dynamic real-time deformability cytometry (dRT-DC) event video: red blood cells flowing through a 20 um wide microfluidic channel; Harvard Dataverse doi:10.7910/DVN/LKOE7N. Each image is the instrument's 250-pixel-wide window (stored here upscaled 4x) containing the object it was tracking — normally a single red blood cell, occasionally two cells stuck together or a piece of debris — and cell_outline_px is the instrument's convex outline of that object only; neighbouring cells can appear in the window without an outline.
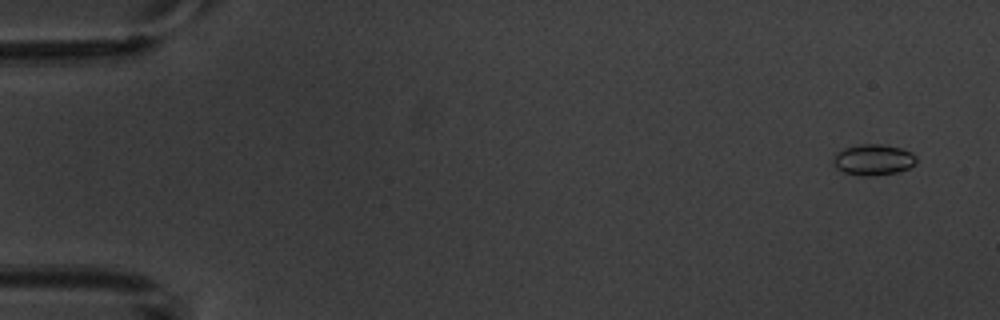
{"species": "common noctule bat (a hibernating species)", "species_latin": "Nyctalus noctula", "temperature_condition": "warm", "stored_images_in_passage": 8, "camera_frame_rate_fps": 3000, "um_per_image_px": 0.085, "animal": {"sex": "male", "body_mass_g": 20.1, "forearm_length_mm": 53.5}, "frame": {"image": 1, "passage_image": 1, "time_ms": 0.0, "image_size_px": [1000, 320], "cell_outline_px": [[916, 164], [908, 168], [896, 172], [868, 176], [860, 176], [844, 172], [836, 168], [832, 164], [832, 160], [836, 152], [844, 148], [860, 144], [880, 144], [900, 148], [912, 152], [916, 156]], "centroid_in_image_um": [74.2, 13.57], "position_along_channel_um": 10.8, "area_um2": 15.03}}
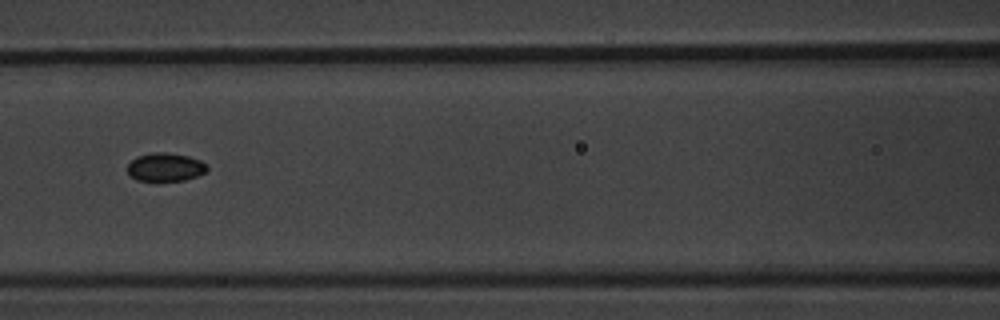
{"frame": {"image": 2, "passage_image": 6, "time_ms": 7.333, "image_size_px": [1000, 320], "cell_outline_px": [[208, 168], [204, 172], [196, 176], [184, 180], [136, 180], [128, 172], [128, 164], [136, 156], [152, 152], [164, 152], [188, 156], [200, 160], [208, 164]], "centroid_in_image_um": [14.06, 14.18], "position_along_channel_um": 152.5, "area_um2": 13.01}}
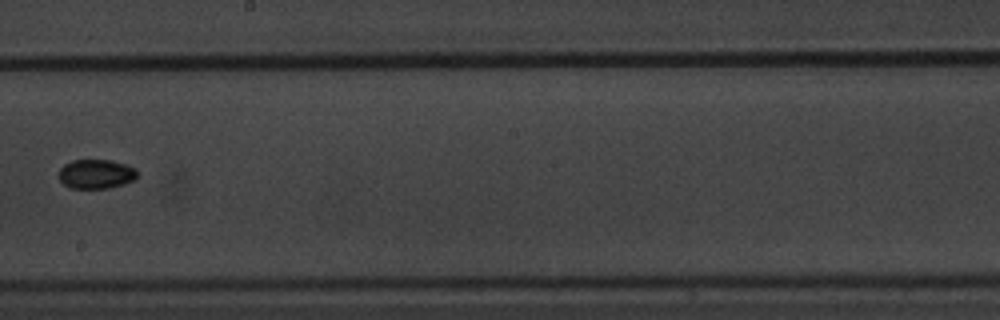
{"frame": {"image": 3, "passage_image": 8, "time_ms": 9.667, "image_size_px": [1000, 320], "cell_outline_px": [[140, 176], [136, 180], [124, 184], [108, 188], [72, 188], [64, 184], [60, 180], [60, 168], [64, 164], [72, 160], [112, 160], [136, 168], [140, 172]], "centroid_in_image_um": [8.24, 14.79], "position_along_channel_um": 240.0, "area_um2": 13.58}}